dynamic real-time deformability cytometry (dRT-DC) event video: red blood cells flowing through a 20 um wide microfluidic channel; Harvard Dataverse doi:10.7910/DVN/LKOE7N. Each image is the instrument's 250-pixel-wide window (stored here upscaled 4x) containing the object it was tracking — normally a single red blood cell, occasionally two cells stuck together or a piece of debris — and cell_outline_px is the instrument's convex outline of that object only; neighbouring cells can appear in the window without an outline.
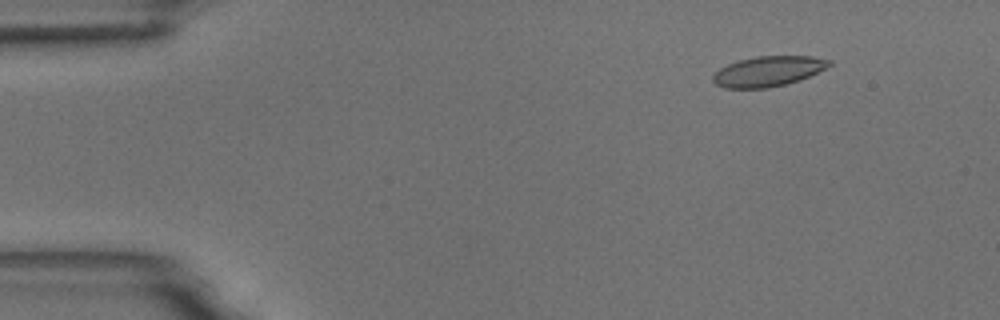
{"species": "common noctule bat (a hibernating species)", "species_latin": "Nyctalus noctula", "temperature_condition": "room temperature", "stored_images_in_passage": 8, "camera_frame_rate_fps": 3000, "um_per_image_px": 0.085, "animal": {"sex": "male", "body_mass_g": 18.8}, "frame": {"image": 1, "passage_image": 2, "time_ms": 1.0, "image_size_px": [1000, 320], "cell_outline_px": [[832, 64], [800, 80], [768, 88], [724, 88], [716, 84], [712, 80], [712, 76], [720, 68], [728, 64], [740, 60], [756, 56], [812, 56], [832, 60]], "centroid_in_image_um": [65.28, 6.06], "position_along_channel_um": 19.7, "area_um2": 20.29}}
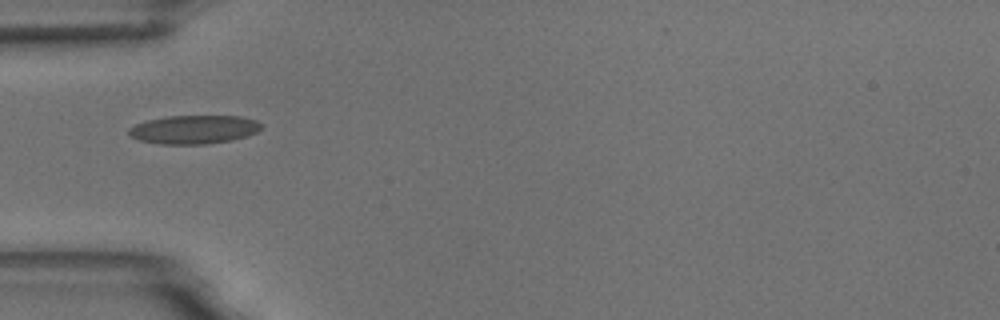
{"frame": {"image": 2, "passage_image": 5, "time_ms": 4.667, "image_size_px": [1000, 320], "cell_outline_px": [[264, 124], [256, 132], [248, 136], [232, 140], [204, 144], [160, 144], [140, 140], [132, 136], [128, 132], [128, 128], [136, 124], [148, 120], [168, 116], [240, 116], [256, 120]], "centroid_in_image_um": [16.52, 11.0], "position_along_channel_um": 68.5, "area_um2": 22.02}}